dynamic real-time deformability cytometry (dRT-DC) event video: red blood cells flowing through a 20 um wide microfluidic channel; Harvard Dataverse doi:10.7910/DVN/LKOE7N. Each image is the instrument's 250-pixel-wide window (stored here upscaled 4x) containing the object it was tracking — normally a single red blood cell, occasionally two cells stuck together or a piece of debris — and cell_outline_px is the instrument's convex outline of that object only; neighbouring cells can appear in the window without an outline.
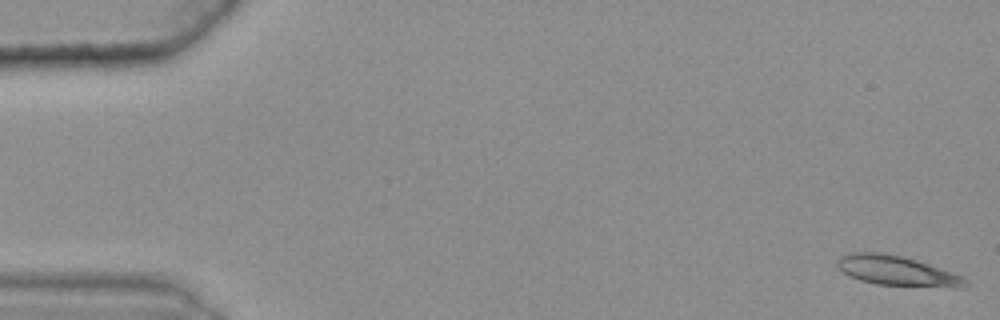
{"species": "common noctule bat (a hibernating species)", "species_latin": "Nyctalus noctula", "temperature_condition": "warm", "stored_images_in_passage": 47, "camera_frame_rate_fps": 3000, "um_per_image_px": 0.085, "animal": {"sex": "female", "body_mass_g": 25.1}, "frame": {"image": 1, "passage_image": 1, "time_ms": 0.0, "image_size_px": [1000, 320], "cell_outline_px": [[968, 284], [956, 288], [952, 288], [876, 284], [860, 280], [848, 276], [836, 264], [836, 260], [840, 256], [852, 252], [884, 252], [916, 260], [964, 276], [968, 280]], "centroid_in_image_um": [76.24, 23.02], "position_along_channel_um": 8.8, "area_um2": 22.37}}
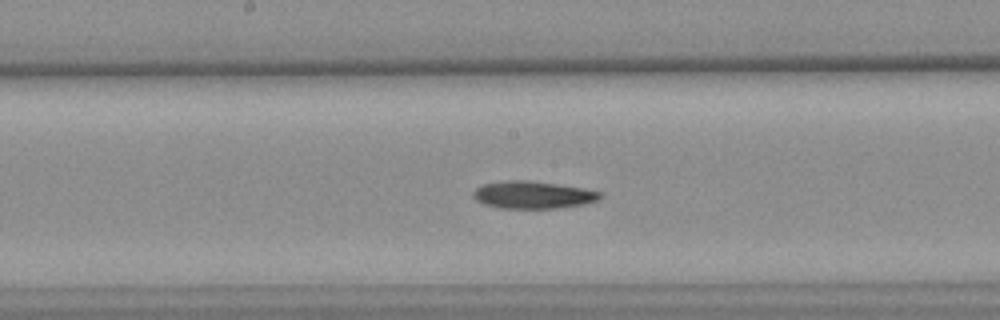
{"frame": {"image": 2, "passage_image": 29, "time_ms": 9.333, "image_size_px": [1000, 320], "cell_outline_px": [[604, 196], [600, 200], [584, 204], [556, 208], [500, 208], [484, 204], [476, 200], [472, 196], [472, 192], [476, 188], [484, 184], [504, 180], [528, 180], [584, 188], [604, 192]], "centroid_in_image_um": [45.34, 16.56], "position_along_channel_um": 202.9, "area_um2": 20.46}}
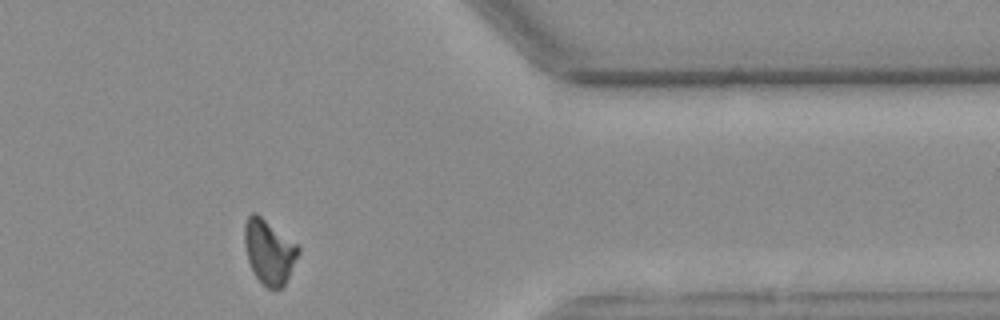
{"frame": {"image": 3, "passage_image": 46, "time_ms": 15.0, "image_size_px": [1000, 320], "cell_outline_px": [[300, 252], [284, 284], [280, 288], [268, 288], [256, 276], [248, 260], [244, 244], [244, 224], [248, 216], [252, 212], [256, 212], [300, 244]], "centroid_in_image_um": [22.89, 21.32], "position_along_channel_um": 388.5, "area_um2": 20.29}, "authors_computed_cell_mechanics": {"area_um2": 20.7502, "velocity_mm_per_s": 3.5956, "shape_relaxation_time_tau1_ms": 9.6968, "shape_relaxation_time_tau2_ms": null, "deformation_change_tau1": 0.2056, "deformation_change_tau2": null}}